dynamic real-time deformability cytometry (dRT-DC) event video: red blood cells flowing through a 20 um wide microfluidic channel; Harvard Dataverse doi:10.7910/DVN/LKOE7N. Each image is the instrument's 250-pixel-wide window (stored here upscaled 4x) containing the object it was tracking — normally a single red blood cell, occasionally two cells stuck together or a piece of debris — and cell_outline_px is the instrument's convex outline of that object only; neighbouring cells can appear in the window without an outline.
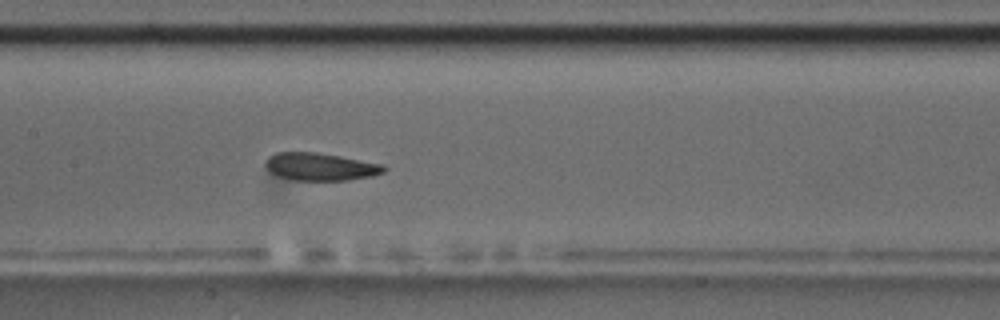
{"species": "common noctule bat (a hibernating species)", "species_latin": "Nyctalus noctula", "temperature_condition": "room temperature", "stored_images_in_passage": 7, "camera_frame_rate_fps": 3000, "um_per_image_px": 0.085, "animal": {"sex": "male", "body_mass_g": 17.5, "forearm_length_mm": 52.3}, "frame": {"image": 1, "passage_image": 7, "time_ms": 7.667, "image_size_px": [1000, 320], "cell_outline_px": [[388, 168], [384, 172], [372, 176], [348, 180], [292, 180], [268, 172], [264, 164], [264, 160], [268, 156], [276, 152], [316, 152], [340, 156], [384, 164]], "centroid_in_image_um": [27.21, 14.16], "position_along_channel_um": 180.2, "area_um2": 19.31}}